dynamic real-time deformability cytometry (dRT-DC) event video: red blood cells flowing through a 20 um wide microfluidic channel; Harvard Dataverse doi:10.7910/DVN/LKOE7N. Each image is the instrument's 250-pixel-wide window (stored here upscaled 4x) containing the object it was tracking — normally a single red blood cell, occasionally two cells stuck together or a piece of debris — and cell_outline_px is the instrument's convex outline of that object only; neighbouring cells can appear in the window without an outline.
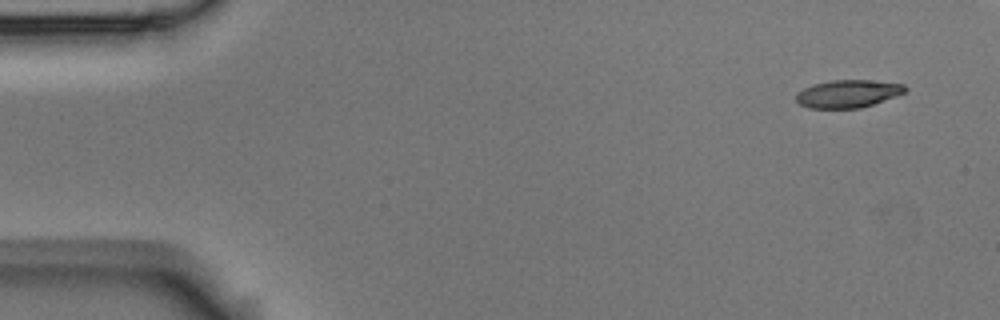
{"species": "Egyptian fruit bat (a non-hibernating species)", "species_latin": "Rousettus aegyptiacus", "temperature_condition": "room temperature", "stored_images_in_passage": 5, "camera_frame_rate_fps": 3000, "um_per_image_px": 0.085, "animal": {"sex": "male"}, "frame": {"image": 1, "passage_image": 1, "time_ms": 0.0, "image_size_px": [1000, 320], "cell_outline_px": [[908, 88], [904, 92], [896, 96], [860, 108], [808, 108], [800, 104], [796, 100], [796, 92], [812, 84], [832, 80], [872, 80], [904, 84]], "centroid_in_image_um": [72.06, 7.96], "position_along_channel_um": 12.9, "area_um2": 17.63}}